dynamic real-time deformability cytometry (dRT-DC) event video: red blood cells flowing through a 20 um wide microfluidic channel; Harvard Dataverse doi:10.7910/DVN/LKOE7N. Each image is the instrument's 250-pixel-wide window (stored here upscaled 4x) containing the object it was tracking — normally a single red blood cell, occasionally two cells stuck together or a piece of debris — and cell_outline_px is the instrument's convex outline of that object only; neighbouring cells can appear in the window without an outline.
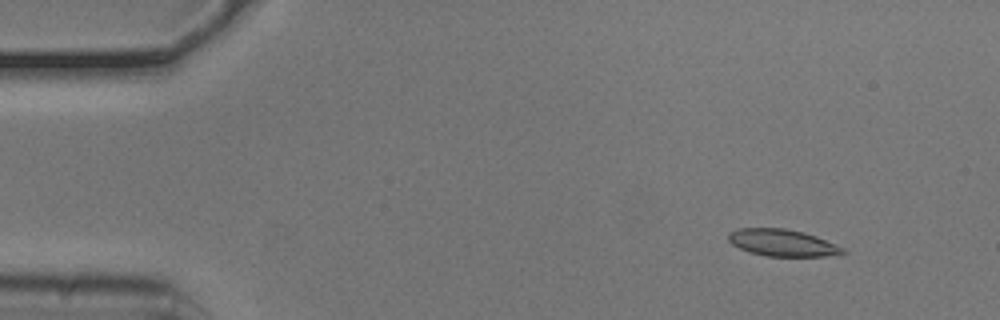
{"species": "common noctule bat (a hibernating species)", "species_latin": "Nyctalus noctula", "temperature_condition": "cold", "stored_images_in_passage": 45, "camera_frame_rate_fps": 3000, "um_per_image_px": 0.085, "animal": {"sex": "male", "body_mass_g": 20.5, "forearm_length_mm": 52.5}, "frame": {"image": 1, "passage_image": 5, "time_ms": 1.333, "image_size_px": [1000, 320], "cell_outline_px": [[848, 252], [824, 256], [768, 256], [752, 252], [740, 248], [732, 244], [728, 240], [728, 232], [736, 228], [784, 228], [804, 232], [816, 236], [844, 248]], "centroid_in_image_um": [66.48, 20.62], "position_along_channel_um": 18.5, "area_um2": 17.8}}
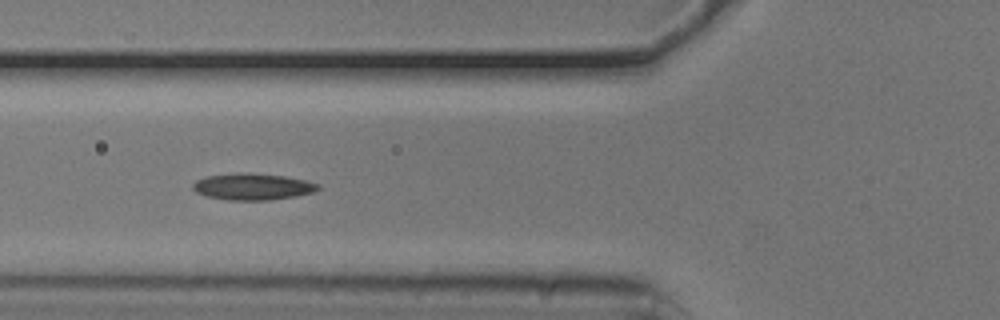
{"frame": {"image": 2, "passage_image": 19, "time_ms": 6.0, "image_size_px": [1000, 320], "cell_outline_px": [[320, 188], [312, 192], [296, 196], [272, 200], [228, 200], [204, 196], [196, 192], [192, 188], [192, 184], [196, 180], [204, 176], [236, 172], [248, 172], [284, 176], [304, 180], [320, 184]], "centroid_in_image_um": [21.42, 15.86], "position_along_channel_um": 104.4, "area_um2": 19.65}}
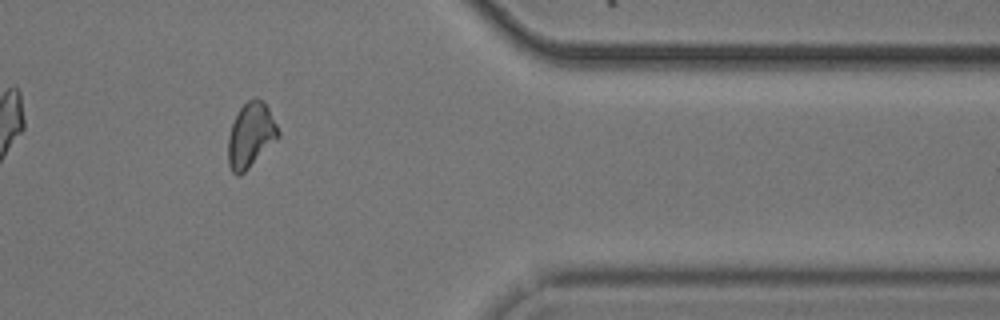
{"frame": {"image": 3, "passage_image": 43, "time_ms": 14.0, "image_size_px": [1000, 320], "cell_outline_px": [[280, 136], [244, 172], [236, 176], [232, 172], [228, 164], [228, 136], [232, 124], [240, 108], [248, 100], [256, 96], [268, 108], [280, 132]], "centroid_in_image_um": [21.3, 11.49], "position_along_channel_um": 390.1, "area_um2": 18.61}, "authors_computed_cell_mechanics": {"area_um2": 18.6116, "velocity_mm_per_s": 3.7961, "shape_relaxation_time_tau1_ms": 9.7661, "shape_relaxation_time_tau2_ms": 7.9288, "deformation_change_tau1": 0.1701, "deformation_change_tau2": 0.1591}}